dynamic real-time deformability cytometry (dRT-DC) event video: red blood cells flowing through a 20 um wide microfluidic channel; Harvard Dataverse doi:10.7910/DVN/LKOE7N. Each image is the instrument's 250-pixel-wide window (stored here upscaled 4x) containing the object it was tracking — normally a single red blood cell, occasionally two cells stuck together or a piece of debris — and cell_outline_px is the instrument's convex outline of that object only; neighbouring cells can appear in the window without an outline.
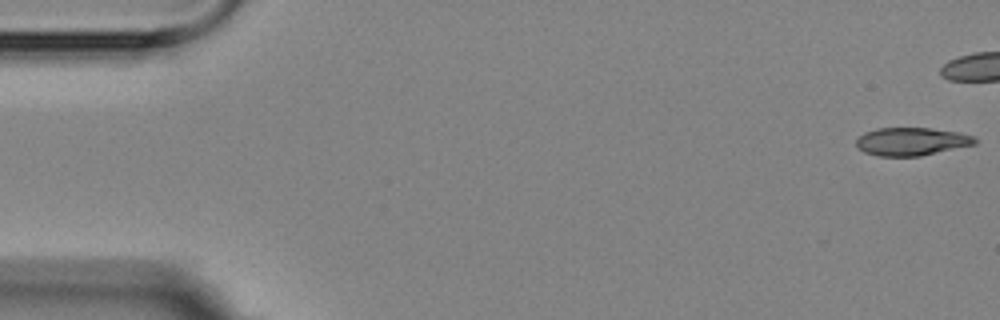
{"species": "Egyptian fruit bat (a non-hibernating species)", "species_latin": "Rousettus aegyptiacus", "temperature_condition": "room temperature", "stored_images_in_passage": 7, "camera_frame_rate_fps": 3000, "um_per_image_px": 0.085, "animal": {"sex": "female"}, "frame": {"image": 1, "passage_image": 1, "time_ms": 0.0, "image_size_px": [1000, 320], "cell_outline_px": [[976, 144], [920, 156], [880, 156], [864, 152], [856, 148], [856, 140], [864, 132], [876, 128], [928, 128], [960, 132], [976, 136]], "centroid_in_image_um": [77.48, 12.02], "position_along_channel_um": 7.5, "area_um2": 19.48}}
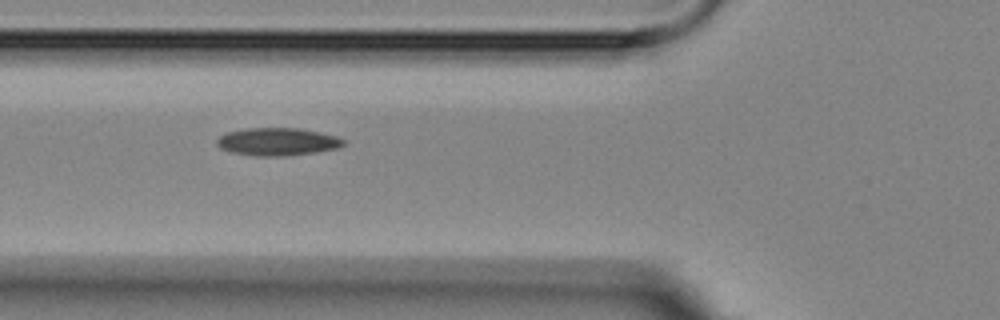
{"frame": {"image": 2, "passage_image": 7, "time_ms": 7.667, "image_size_px": [1000, 320], "cell_outline_px": [[344, 144], [336, 148], [316, 152], [284, 156], [256, 156], [232, 152], [220, 148], [216, 144], [216, 140], [220, 136], [228, 132], [248, 128], [300, 128], [320, 132], [336, 136], [344, 140]], "centroid_in_image_um": [23.57, 12.04], "position_along_channel_um": 102.2, "area_um2": 20.35}}